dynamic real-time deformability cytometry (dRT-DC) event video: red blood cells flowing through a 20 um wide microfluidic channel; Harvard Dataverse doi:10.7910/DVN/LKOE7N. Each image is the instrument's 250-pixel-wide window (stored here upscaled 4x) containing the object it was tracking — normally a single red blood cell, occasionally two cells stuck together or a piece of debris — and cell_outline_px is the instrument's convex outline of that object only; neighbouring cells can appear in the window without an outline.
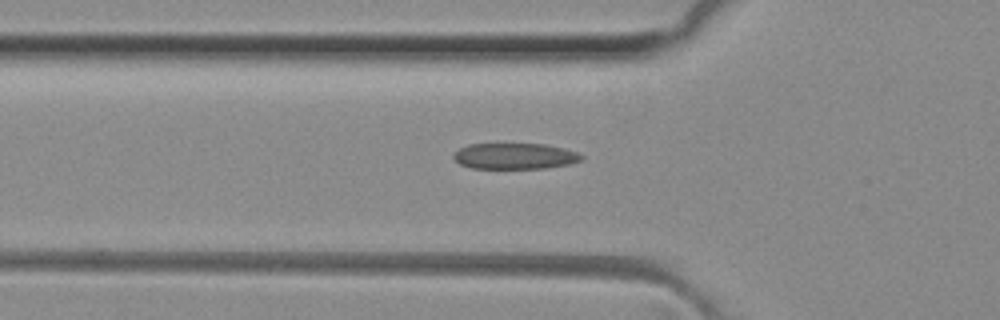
{"species": "common noctule bat (a hibernating species)", "species_latin": "Nyctalus noctula", "temperature_condition": "room temperature", "stored_images_in_passage": 45, "segment_of_instrument_passage": [1, 2], "camera_frame_rate_fps": 3000, "um_per_image_px": 0.085, "animal": {"sex": "female", "body_mass_g": 29.2, "forearm_length_mm": 56.3}, "frame": {"image": 1, "passage_image": 17, "time_ms": 5.333, "image_size_px": [1000, 320], "cell_outline_px": [[584, 156], [580, 160], [572, 164], [544, 168], [472, 168], [460, 164], [452, 156], [460, 148], [468, 144], [544, 144], [564, 148], [576, 152]], "centroid_in_image_um": [43.77, 13.27], "position_along_channel_um": 82.0, "area_um2": 19.25}}
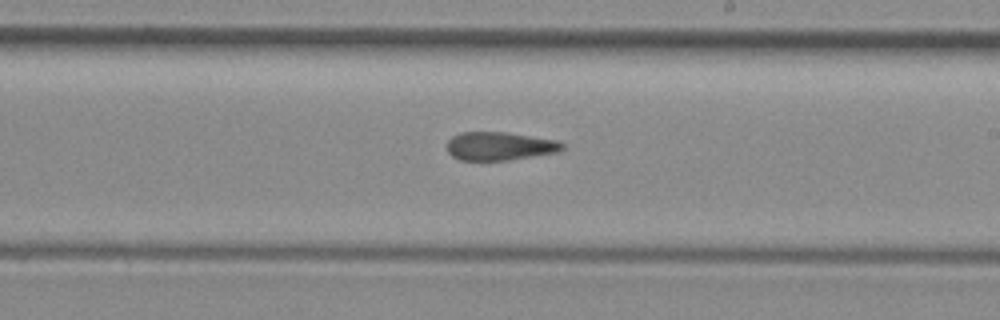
{"frame": {"image": 2, "passage_image": 29, "time_ms": 9.333, "image_size_px": [1000, 320], "cell_outline_px": [[564, 148], [560, 152], [508, 160], [460, 160], [452, 156], [448, 152], [448, 140], [452, 136], [460, 132], [508, 132], [560, 140], [564, 144]], "centroid_in_image_um": [42.52, 12.41], "position_along_channel_um": 246.5, "area_um2": 19.31}}
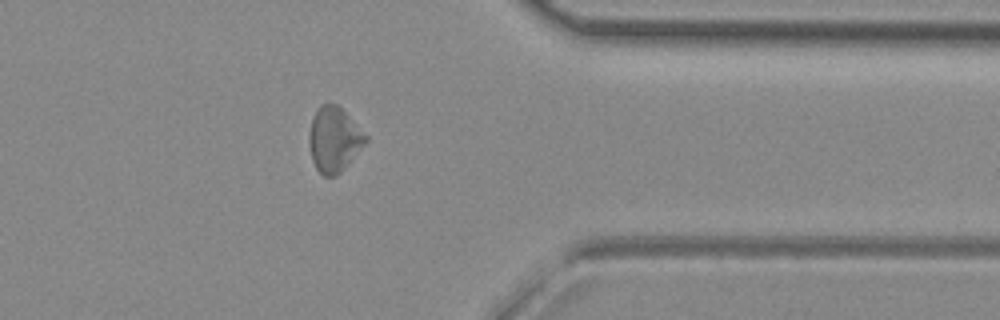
{"frame": {"image": 3, "passage_image": 40, "time_ms": 13.0, "image_size_px": [1000, 320], "cell_outline_px": [[368, 140], [344, 168], [336, 176], [324, 176], [316, 168], [312, 160], [308, 140], [308, 136], [312, 120], [320, 104], [336, 104], [368, 136]], "centroid_in_image_um": [28.38, 11.87], "position_along_channel_um": 383.0, "area_um2": 20.98}}